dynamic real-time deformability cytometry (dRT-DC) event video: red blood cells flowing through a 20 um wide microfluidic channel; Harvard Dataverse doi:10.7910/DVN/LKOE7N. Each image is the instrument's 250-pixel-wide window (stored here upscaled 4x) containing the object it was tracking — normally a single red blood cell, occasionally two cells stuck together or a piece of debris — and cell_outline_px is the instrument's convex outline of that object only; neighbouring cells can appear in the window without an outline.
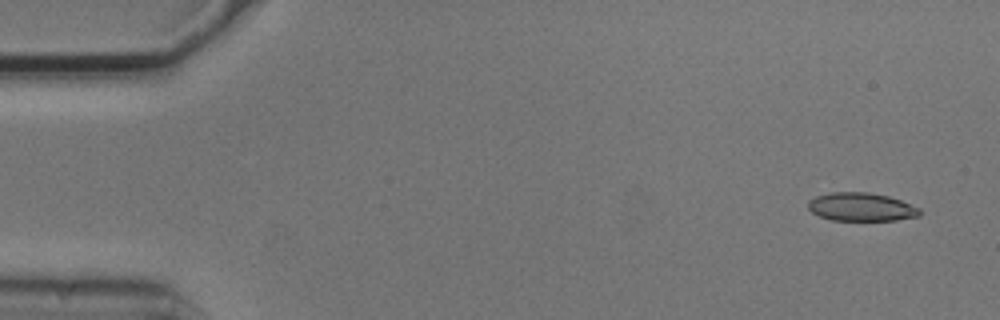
{"species": "common noctule bat (a hibernating species)", "species_latin": "Nyctalus noctula", "temperature_condition": "cold", "stored_images_in_passage": 4, "camera_frame_rate_fps": 3000, "um_per_image_px": 0.085, "animal": {"sex": "male", "body_mass_g": 20.5, "forearm_length_mm": 52.5}, "frame": {"image": 1, "passage_image": 1, "time_ms": 0.0, "image_size_px": [1000, 320], "cell_outline_px": [[920, 216], [896, 220], [832, 220], [820, 216], [812, 212], [808, 208], [808, 200], [816, 196], [828, 192], [868, 192], [888, 196], [900, 200], [920, 208]], "centroid_in_image_um": [73.19, 17.58], "position_along_channel_um": 11.8, "area_um2": 18.44}}
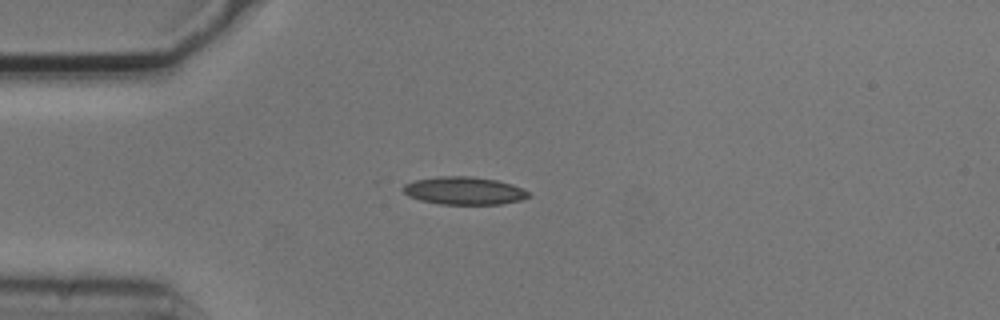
{"frame": {"image": 2, "passage_image": 4, "time_ms": 1.0, "image_size_px": [1000, 320], "cell_outline_px": [[532, 196], [520, 200], [500, 204], [440, 204], [420, 200], [408, 196], [400, 188], [404, 184], [416, 180], [436, 176], [472, 176], [496, 180], [512, 184], [528, 192]], "centroid_in_image_um": [39.41, 16.21], "position_along_channel_um": 45.6, "area_um2": 20.35}}